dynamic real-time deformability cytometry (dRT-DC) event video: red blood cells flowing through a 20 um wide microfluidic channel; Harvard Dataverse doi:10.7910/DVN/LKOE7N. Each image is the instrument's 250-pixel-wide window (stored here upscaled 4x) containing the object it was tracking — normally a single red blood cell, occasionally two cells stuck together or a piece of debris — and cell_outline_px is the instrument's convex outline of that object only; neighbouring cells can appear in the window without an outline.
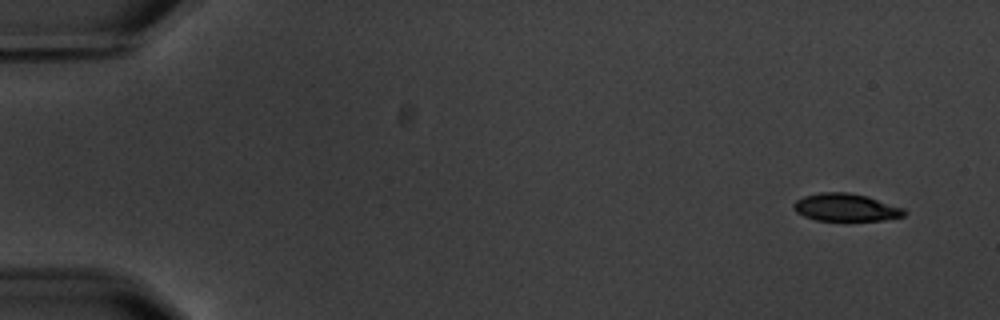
{"species": "common noctule bat (a hibernating species)", "species_latin": "Nyctalus noctula", "temperature_condition": "warm", "stored_images_in_passage": 5, "camera_frame_rate_fps": 3000, "um_per_image_px": 0.085, "animal": {"sex": "male", "body_mass_g": 20.1, "forearm_length_mm": 53.5}, "frame": {"image": 1, "passage_image": 1, "time_ms": 0.0, "image_size_px": [1000, 320], "cell_outline_px": [[908, 212], [904, 216], [884, 220], [816, 220], [804, 216], [796, 212], [792, 208], [792, 204], [796, 200], [804, 196], [820, 192], [848, 192], [868, 196], [904, 208]], "centroid_in_image_um": [71.9, 17.62], "position_along_channel_um": 13.1, "area_um2": 17.92}}
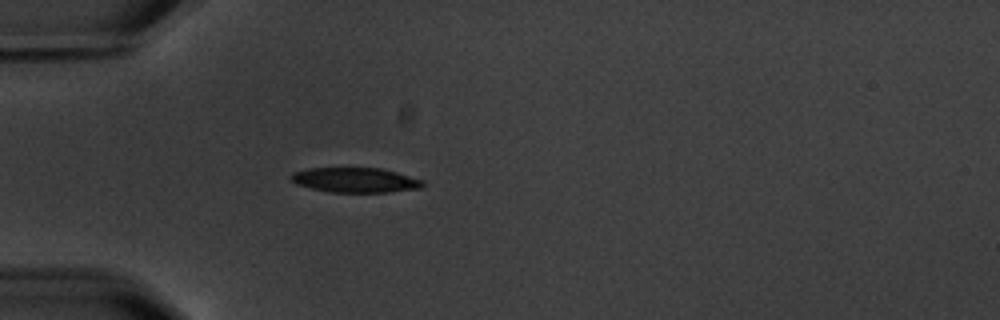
{"frame": {"image": 2, "passage_image": 5, "time_ms": 4.667, "image_size_px": [1000, 320], "cell_outline_px": [[424, 188], [388, 192], [332, 192], [312, 188], [296, 184], [288, 176], [292, 172], [308, 168], [384, 168], [424, 180]], "centroid_in_image_um": [30.23, 15.3], "position_along_channel_um": 54.8, "area_um2": 19.25}}